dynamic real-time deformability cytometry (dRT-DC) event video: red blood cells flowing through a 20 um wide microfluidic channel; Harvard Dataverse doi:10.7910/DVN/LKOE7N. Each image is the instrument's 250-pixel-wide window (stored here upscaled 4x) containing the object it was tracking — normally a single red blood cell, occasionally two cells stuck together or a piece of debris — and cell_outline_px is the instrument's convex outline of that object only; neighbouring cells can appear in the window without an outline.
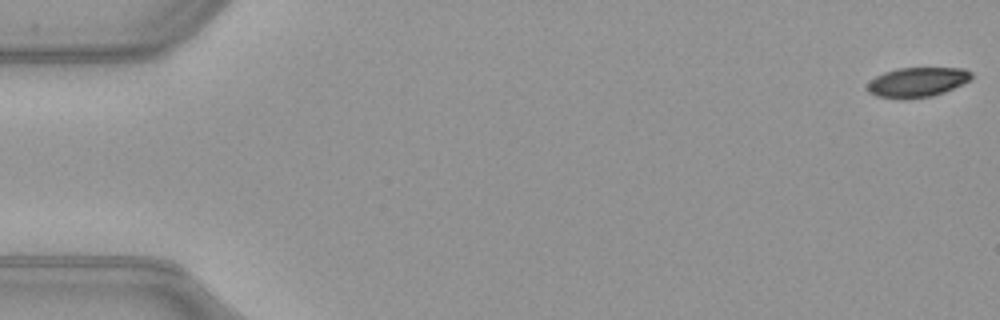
{"species": "common noctule bat (a hibernating species)", "species_latin": "Nyctalus noctula", "temperature_condition": "warm", "stored_images_in_passage": 52, "camera_frame_rate_fps": 3000, "um_per_image_px": 0.085, "animal": {"sex": "female", "body_mass_g": 21.9}, "frame": {"image": 1, "passage_image": 1, "time_ms": 0.0, "image_size_px": [1000, 320], "cell_outline_px": [[972, 76], [968, 80], [944, 92], [932, 96], [904, 100], [876, 96], [868, 92], [868, 80], [884, 72], [896, 68], [964, 68], [972, 72]], "centroid_in_image_um": [77.91, 6.99], "position_along_channel_um": 7.1, "area_um2": 18.09}}
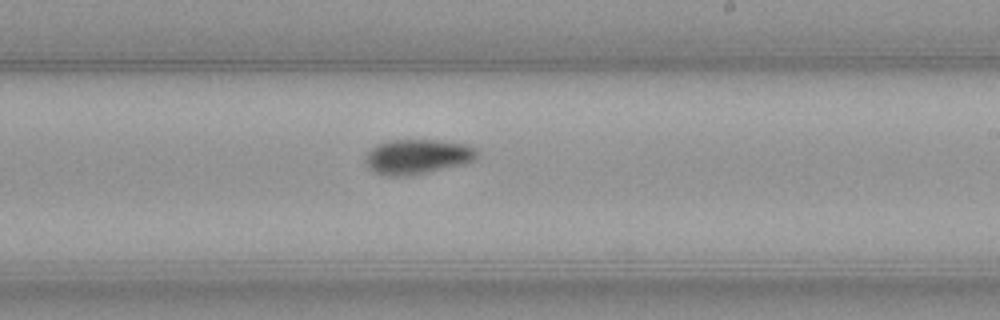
{"frame": {"image": 2, "passage_image": 31, "time_ms": 10.0, "image_size_px": [1000, 320], "cell_outline_px": [[480, 152], [476, 160], [464, 164], [412, 176], [380, 176], [372, 172], [368, 168], [364, 160], [364, 156], [376, 144], [388, 140], [436, 140], [468, 144], [476, 148]], "centroid_in_image_um": [35.47, 13.33], "position_along_channel_um": 253.5, "area_um2": 23.35}}
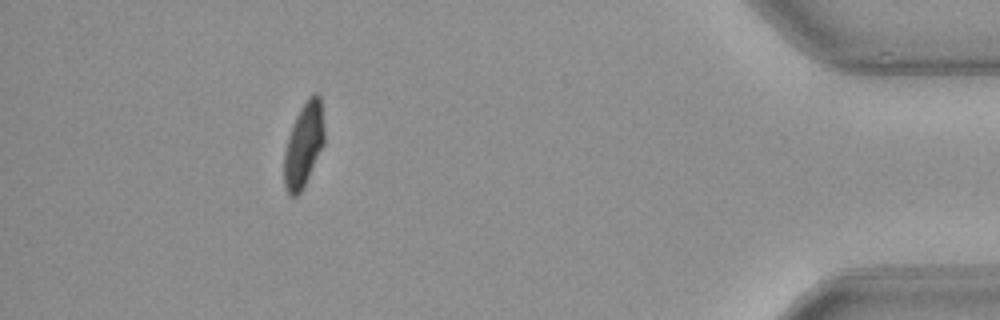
{"frame": {"image": 3, "passage_image": 47, "time_ms": 15.333, "image_size_px": [1000, 320], "cell_outline_px": [[324, 144], [304, 188], [296, 196], [288, 196], [284, 184], [284, 152], [288, 136], [292, 124], [300, 108], [308, 96], [312, 92], [316, 92], [320, 96], [324, 128]], "centroid_in_image_um": [25.81, 12.31], "position_along_channel_um": 409.4, "area_um2": 20.06}, "authors_computed_cell_mechanics": {"area_um2": 20.9525, "velocity_mm_per_s": 4.0244, "shape_relaxation_time_tau1_ms": 4.3353, "shape_relaxation_time_tau2_ms": 6.2702, "deformation_change_tau1": 0.1673, "deformation_change_tau2": 0.0931}}